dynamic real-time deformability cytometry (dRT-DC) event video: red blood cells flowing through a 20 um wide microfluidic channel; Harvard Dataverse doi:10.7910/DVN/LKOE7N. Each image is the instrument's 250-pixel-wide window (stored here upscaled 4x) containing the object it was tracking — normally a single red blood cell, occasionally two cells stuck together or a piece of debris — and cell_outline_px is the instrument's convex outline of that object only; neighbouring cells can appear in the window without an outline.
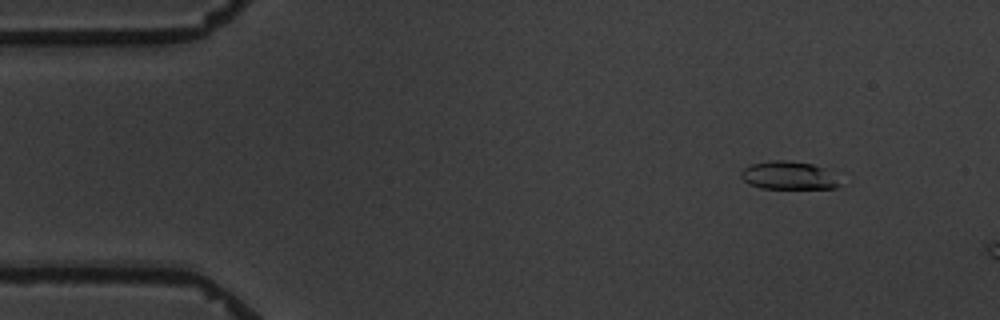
{"species": "common noctule bat (a hibernating species)", "species_latin": "Nyctalus noctula", "temperature_condition": "warm", "stored_images_in_passage": 4, "camera_frame_rate_fps": 3000, "um_per_image_px": 0.085, "animal": {"sex": "male", "body_mass_g": 19.5, "forearm_length_mm": 54.6}, "frame": {"image": 1, "passage_image": 2, "time_ms": 1.0, "image_size_px": [1000, 320], "cell_outline_px": [[840, 184], [836, 188], [760, 188], [748, 184], [740, 176], [740, 172], [744, 168], [752, 164], [772, 160], [788, 160], [812, 164], [824, 168]], "centroid_in_image_um": [66.95, 14.91], "position_along_channel_um": 18.0, "area_um2": 15.9}}